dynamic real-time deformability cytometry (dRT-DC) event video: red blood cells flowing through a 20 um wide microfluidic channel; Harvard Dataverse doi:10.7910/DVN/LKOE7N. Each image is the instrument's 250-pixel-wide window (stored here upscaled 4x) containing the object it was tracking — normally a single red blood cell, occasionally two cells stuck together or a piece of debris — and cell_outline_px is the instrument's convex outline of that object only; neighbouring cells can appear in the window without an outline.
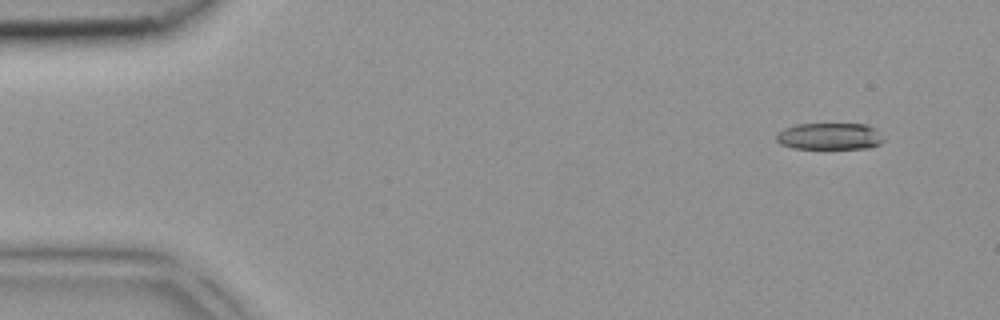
{"species": "common noctule bat (a hibernating species)", "species_latin": "Nyctalus noctula", "temperature_condition": "room temperature", "stored_images_in_passage": 5, "camera_frame_rate_fps": 3000, "um_per_image_px": 0.085, "animal": {"sex": "female", "body_mass_g": 18.4}, "frame": {"image": 1, "passage_image": 1, "time_ms": 0.0, "image_size_px": [1000, 320], "cell_outline_px": [[884, 140], [880, 144], [872, 148], [792, 148], [780, 144], [776, 140], [776, 136], [784, 128], [796, 124], [864, 124], [876, 128]], "centroid_in_image_um": [70.53, 11.58], "position_along_channel_um": 14.5, "area_um2": 16.7}}